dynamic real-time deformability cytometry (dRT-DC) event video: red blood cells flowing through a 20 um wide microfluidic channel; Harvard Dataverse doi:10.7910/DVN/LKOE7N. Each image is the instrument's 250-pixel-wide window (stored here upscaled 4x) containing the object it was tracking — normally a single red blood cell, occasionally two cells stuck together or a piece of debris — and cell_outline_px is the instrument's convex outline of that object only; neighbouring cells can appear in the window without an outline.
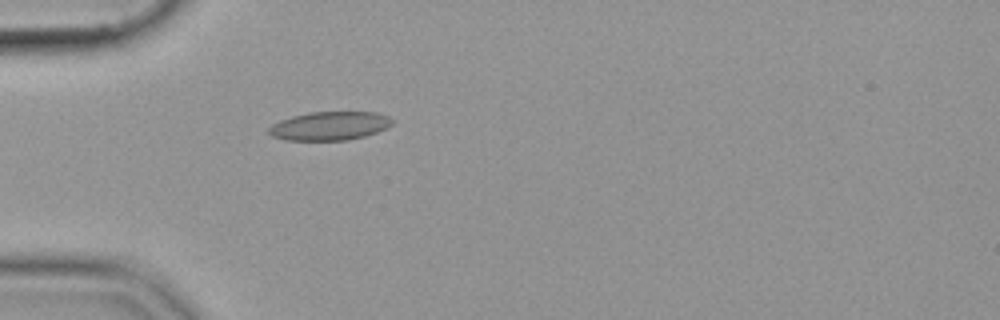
{"species": "common noctule bat (a hibernating species)", "species_latin": "Nyctalus noctula", "temperature_condition": "cold", "stored_images_in_passage": 39, "camera_frame_rate_fps": 3000, "um_per_image_px": 0.085, "animal": {"sex": "female", "body_mass_g": 19.9}, "frame": {"image": 1, "passage_image": 1, "time_ms": 0.0, "image_size_px": [1000, 320], "cell_outline_px": [[392, 124], [376, 132], [364, 136], [348, 140], [288, 140], [272, 136], [268, 132], [268, 128], [272, 124], [280, 120], [292, 116], [308, 112], [376, 112], [388, 116], [392, 120]], "centroid_in_image_um": [27.99, 10.7], "position_along_channel_um": 57.0, "area_um2": 20.46}}
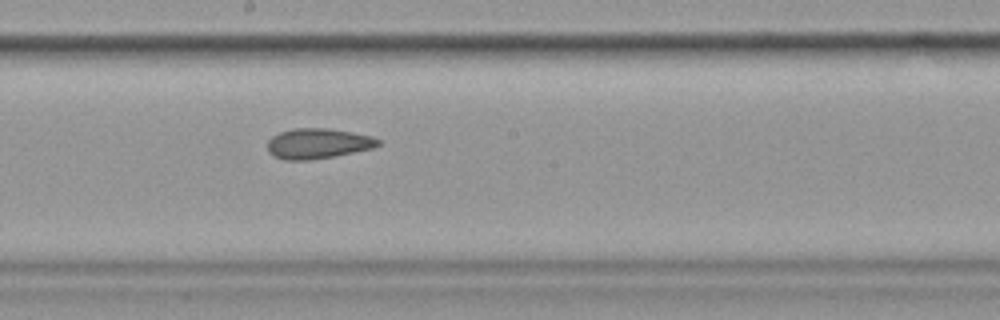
{"frame": {"image": 2, "passage_image": 15, "time_ms": 4.667, "image_size_px": [1000, 320], "cell_outline_px": [[380, 144], [372, 148], [336, 156], [308, 160], [284, 160], [272, 156], [268, 152], [268, 140], [272, 136], [280, 132], [292, 128], [328, 128], [372, 136], [380, 140]], "centroid_in_image_um": [26.99, 12.2], "position_along_channel_um": 221.2, "area_um2": 19.59}}
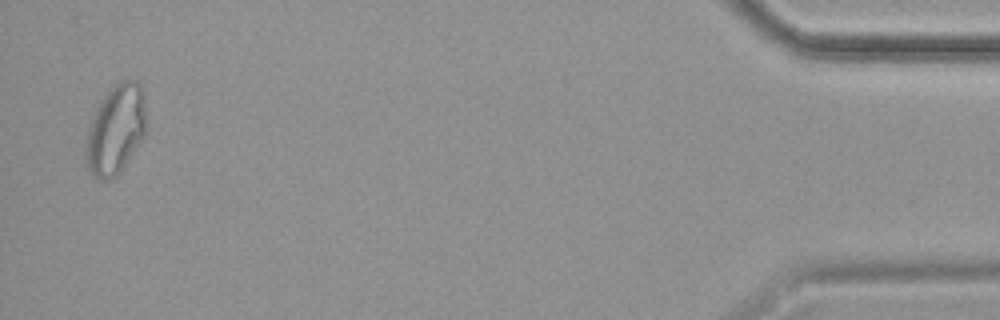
{"frame": {"image": 3, "passage_image": 38, "time_ms": 12.333, "image_size_px": [1000, 320], "cell_outline_px": [[148, 128], [144, 136], [116, 176], [108, 180], [100, 180], [92, 176], [88, 168], [88, 128], [92, 116], [100, 100], [120, 80], [136, 80], [140, 84], [144, 92]], "centroid_in_image_um": [9.89, 10.96], "position_along_channel_um": 425.3, "area_um2": 31.21}}